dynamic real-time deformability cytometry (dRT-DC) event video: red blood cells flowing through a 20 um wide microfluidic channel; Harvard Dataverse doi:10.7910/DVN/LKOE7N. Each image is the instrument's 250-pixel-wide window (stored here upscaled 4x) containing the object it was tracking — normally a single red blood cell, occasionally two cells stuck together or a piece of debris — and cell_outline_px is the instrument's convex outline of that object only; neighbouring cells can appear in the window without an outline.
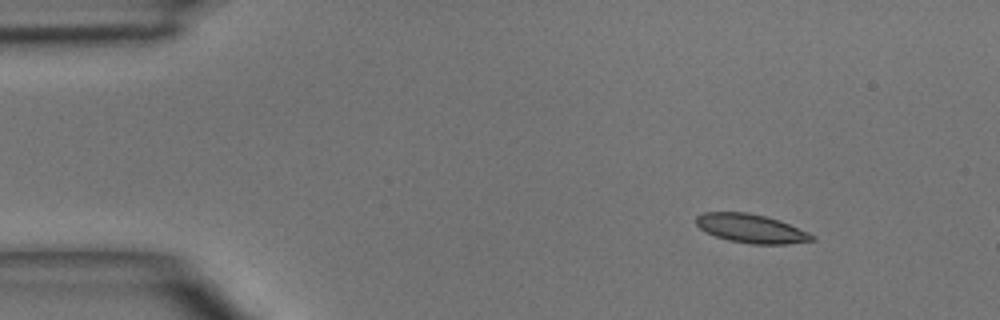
{"species": "common noctule bat (a hibernating species)", "species_latin": "Nyctalus noctula", "temperature_condition": "room temperature", "stored_images_in_passage": 3, "camera_frame_rate_fps": 3000, "um_per_image_px": 0.085, "animal": {"sex": "male", "body_mass_g": 15.6}, "frame": {"image": 1, "passage_image": 1, "time_ms": 0.0, "image_size_px": [1000, 320], "cell_outline_px": [[816, 240], [788, 244], [752, 244], [728, 240], [716, 236], [700, 228], [696, 224], [696, 216], [704, 212], [748, 212], [780, 220], [808, 232], [816, 236]], "centroid_in_image_um": [63.88, 19.42], "position_along_channel_um": 21.1, "area_um2": 19.42}}